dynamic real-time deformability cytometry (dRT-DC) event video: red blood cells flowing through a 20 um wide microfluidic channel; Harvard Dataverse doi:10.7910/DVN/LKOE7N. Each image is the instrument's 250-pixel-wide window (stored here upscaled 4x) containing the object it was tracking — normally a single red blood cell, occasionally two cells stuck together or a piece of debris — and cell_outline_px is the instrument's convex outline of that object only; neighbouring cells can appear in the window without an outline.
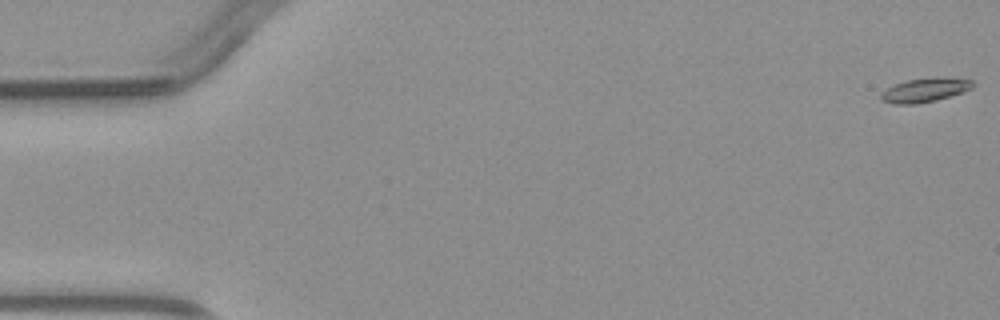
{"species": "common noctule bat (a hibernating species)", "species_latin": "Nyctalus noctula", "temperature_condition": "warm", "stored_images_in_passage": 4, "camera_frame_rate_fps": 3000, "um_per_image_px": 0.085, "animal": {"sex": "male", "body_mass_g": 23.1, "forearm_length_mm": 52.7}, "frame": {"image": 1, "passage_image": 1, "time_ms": 0.0, "image_size_px": [1000, 320], "cell_outline_px": [[972, 88], [936, 100], [916, 104], [892, 104], [880, 100], [880, 92], [896, 84], [908, 80], [936, 76], [972, 80]], "centroid_in_image_um": [78.55, 7.65], "position_along_channel_um": 6.4, "area_um2": 12.72}}
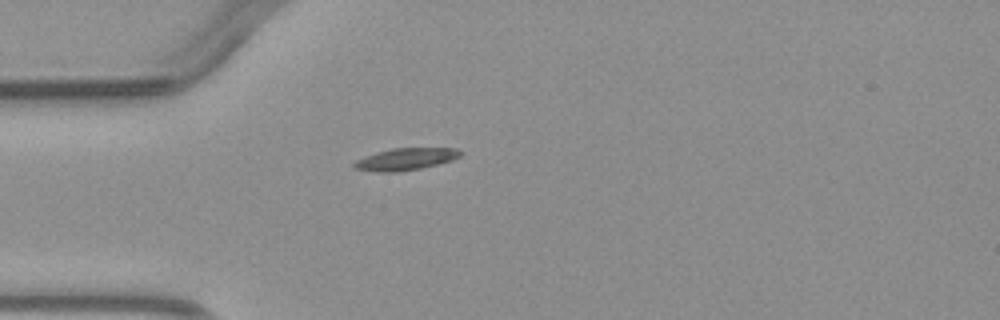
{"frame": {"image": 2, "passage_image": 4, "time_ms": 4.333, "image_size_px": [1000, 320], "cell_outline_px": [[464, 152], [460, 156], [452, 160], [420, 168], [400, 172], [380, 172], [352, 168], [352, 164], [356, 160], [376, 152], [392, 148], [456, 148]], "centroid_in_image_um": [34.47, 13.52], "position_along_channel_um": 50.5, "area_um2": 13.64}}